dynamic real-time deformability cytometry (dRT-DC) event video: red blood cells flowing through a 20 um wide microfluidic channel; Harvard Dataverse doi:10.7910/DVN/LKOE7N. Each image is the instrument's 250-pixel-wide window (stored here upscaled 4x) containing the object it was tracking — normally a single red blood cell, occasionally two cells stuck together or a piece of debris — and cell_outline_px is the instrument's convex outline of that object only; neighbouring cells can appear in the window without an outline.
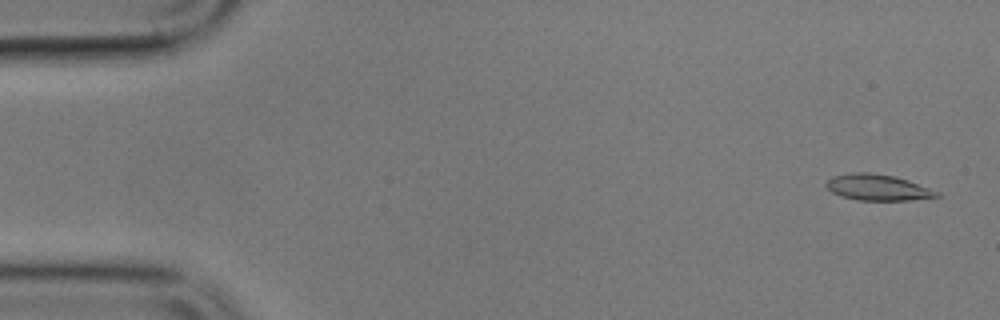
{"species": "common noctule bat (a hibernating species)", "species_latin": "Nyctalus noctula", "temperature_condition": "cold", "stored_images_in_passage": 3, "camera_frame_rate_fps": 3000, "um_per_image_px": 0.085, "animal": {"sex": "male", "body_mass_g": 17.9}, "frame": {"image": 1, "passage_image": 1, "time_ms": 0.0, "image_size_px": [1000, 320], "cell_outline_px": [[940, 196], [908, 200], [856, 200], [840, 196], [832, 192], [824, 184], [832, 176], [856, 172], [868, 172], [892, 176], [908, 180], [940, 192]], "centroid_in_image_um": [74.58, 15.93], "position_along_channel_um": 10.4, "area_um2": 16.65}}